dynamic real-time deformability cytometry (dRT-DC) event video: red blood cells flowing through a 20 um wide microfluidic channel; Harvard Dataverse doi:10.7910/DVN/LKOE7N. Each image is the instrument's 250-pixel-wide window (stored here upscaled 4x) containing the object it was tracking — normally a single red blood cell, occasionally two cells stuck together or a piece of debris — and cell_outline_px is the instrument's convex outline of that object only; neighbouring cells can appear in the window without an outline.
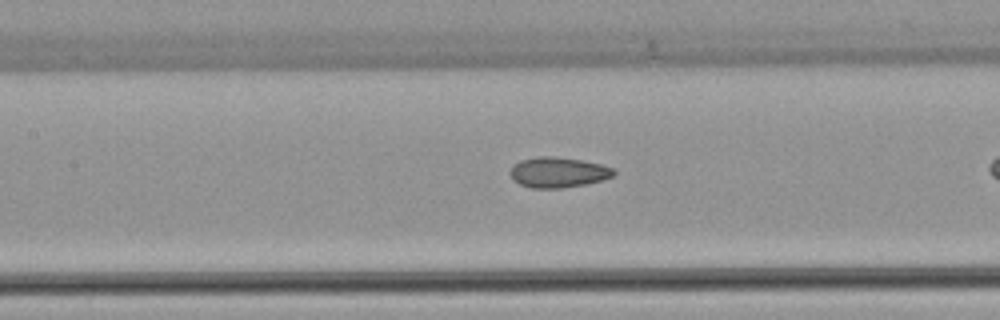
{"species": "common noctule bat (a hibernating species)", "species_latin": "Nyctalus noctula", "temperature_condition": "warm", "stored_images_in_passage": 24, "camera_frame_rate_fps": 3000, "um_per_image_px": 0.085, "animal": {"sex": "female", "body_mass_g": 22.7, "forearm_length_mm": 54.2}, "frame": {"image": 1, "passage_image": 17, "time_ms": 5.333, "image_size_px": [1000, 320], "cell_outline_px": [[616, 172], [612, 176], [600, 180], [584, 184], [560, 188], [532, 188], [520, 184], [512, 180], [508, 172], [520, 160], [536, 156], [556, 156], [584, 160], [616, 168]], "centroid_in_image_um": [47.43, 14.63], "position_along_channel_um": 160.0, "area_um2": 18.44}}